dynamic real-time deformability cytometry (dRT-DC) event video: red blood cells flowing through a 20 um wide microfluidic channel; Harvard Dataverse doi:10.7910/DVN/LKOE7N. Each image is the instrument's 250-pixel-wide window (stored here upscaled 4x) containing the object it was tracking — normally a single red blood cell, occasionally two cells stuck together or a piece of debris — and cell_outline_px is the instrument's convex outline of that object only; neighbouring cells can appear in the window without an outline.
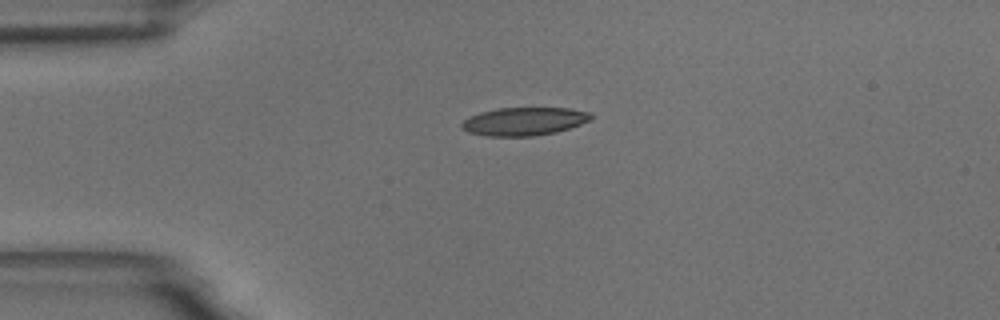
{"species": "common noctule bat (a hibernating species)", "species_latin": "Nyctalus noctula", "temperature_condition": "room temperature", "stored_images_in_passage": 35, "camera_frame_rate_fps": 3000, "um_per_image_px": 0.085, "animal": {"sex": "male", "body_mass_g": 18.8}, "frame": {"image": 1, "passage_image": 1, "time_ms": 0.0, "image_size_px": [1000, 320], "cell_outline_px": [[592, 116], [588, 120], [580, 124], [556, 132], [532, 136], [488, 136], [468, 132], [460, 128], [460, 124], [468, 116], [480, 112], [500, 108], [568, 108], [592, 112]], "centroid_in_image_um": [44.51, 10.31], "position_along_channel_um": 40.5, "area_um2": 21.15}}
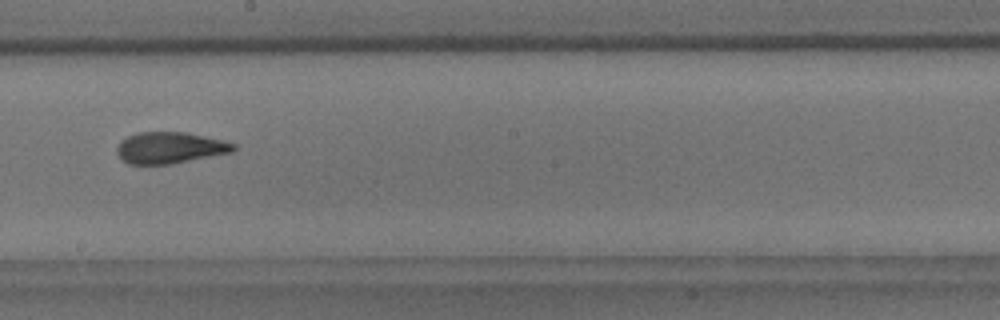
{"frame": {"image": 2, "passage_image": 19, "time_ms": 6.0, "image_size_px": [1000, 320], "cell_outline_px": [[236, 148], [232, 152], [172, 164], [128, 164], [116, 152], [116, 148], [120, 140], [136, 132], [184, 132], [224, 140], [236, 144]], "centroid_in_image_um": [14.44, 12.55], "position_along_channel_um": 233.8, "area_um2": 21.39}}
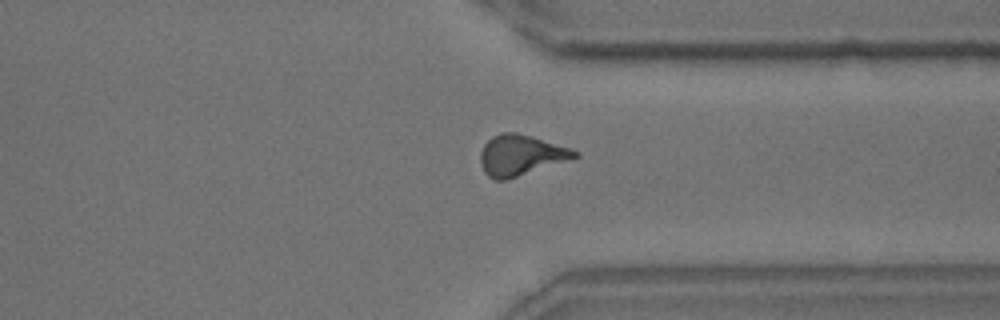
{"frame": {"image": 3, "passage_image": 30, "time_ms": 9.667, "image_size_px": [1000, 320], "cell_outline_px": [[580, 156], [508, 180], [496, 180], [488, 176], [484, 172], [480, 160], [480, 152], [484, 144], [492, 136], [500, 132], [516, 132], [532, 136], [580, 152]], "centroid_in_image_um": [44.23, 13.19], "position_along_channel_um": 367.2, "area_um2": 22.31}, "authors_computed_cell_mechanics": {"area_um2": 21.4438, "velocity_mm_per_s": 3.6496, "shape_relaxation_time_tau1_ms": 5.8607, "shape_relaxation_time_tau2_ms": 1.2455, "deformation_change_tau1": 0.2013, "deformation_change_tau2": 0.1042}}